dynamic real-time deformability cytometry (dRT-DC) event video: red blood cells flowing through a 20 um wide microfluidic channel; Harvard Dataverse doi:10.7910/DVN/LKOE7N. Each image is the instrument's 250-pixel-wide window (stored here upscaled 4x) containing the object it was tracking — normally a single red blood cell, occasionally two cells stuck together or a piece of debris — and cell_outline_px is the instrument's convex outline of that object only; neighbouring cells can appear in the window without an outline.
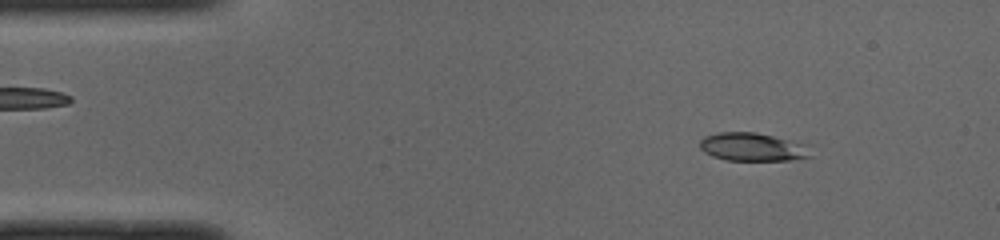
{"species": "common noctule bat (a hibernating species)", "species_latin": "Nyctalus noctula", "temperature_condition": "cold", "stored_images_in_passage": 48, "camera_frame_rate_fps": 3000, "um_per_image_px": 0.085, "animal": {"sex": "male", "body_mass_g": 19.0, "forearm_length_mm": 50.8}, "frame": {"image": 1, "passage_image": 5, "time_ms": 1.333, "image_size_px": [1000, 240], "cell_outline_px": [[812, 156], [788, 160], [724, 160], [712, 156], [704, 152], [700, 148], [700, 140], [704, 136], [720, 132], [756, 132], [808, 144]], "centroid_in_image_um": [63.97, 12.49], "position_along_channel_um": 21.0, "area_um2": 18.32}}
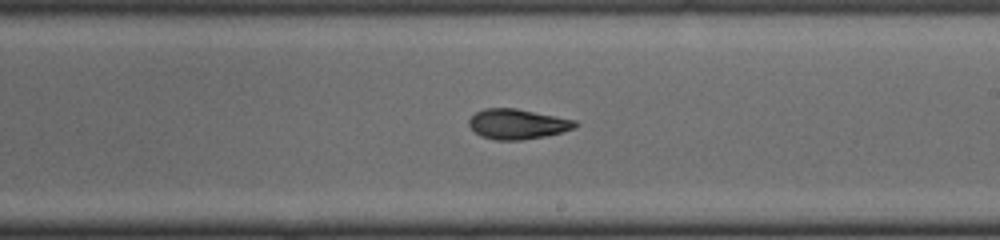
{"frame": {"image": 2, "passage_image": 27, "time_ms": 8.667, "image_size_px": [1000, 240], "cell_outline_px": [[580, 124], [572, 128], [560, 132], [544, 136], [520, 140], [496, 140], [480, 136], [468, 124], [468, 120], [476, 112], [484, 108], [516, 108], [576, 120]], "centroid_in_image_um": [43.96, 10.53], "position_along_channel_um": 245.0, "area_um2": 18.5}}
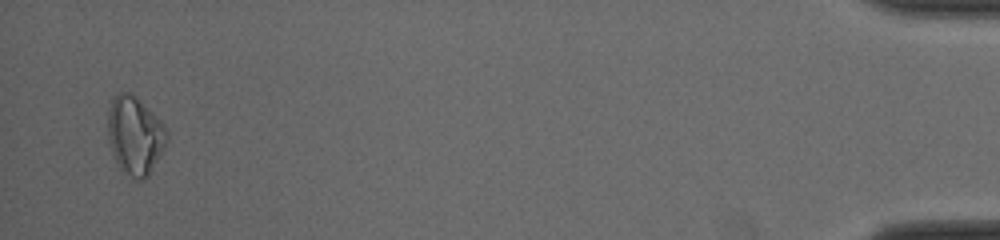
{"frame": {"image": 3, "passage_image": 47, "time_ms": 15.333, "image_size_px": [1000, 240], "cell_outline_px": [[168, 140], [164, 148], [148, 176], [144, 180], [140, 180], [132, 176], [120, 168], [112, 152], [108, 140], [108, 108], [112, 100], [120, 92], [128, 92], [136, 96], [164, 124], [168, 132]], "centroid_in_image_um": [11.48, 11.49], "position_along_channel_um": 423.7, "area_um2": 26.65}, "authors_computed_cell_mechanics": {"area_um2": 18.6116, "velocity_mm_per_s": 4.0086, "shape_relaxation_time_tau1_ms": 3.6931, "shape_relaxation_time_tau2_ms": 3.4971, "deformation_change_tau1": 0.1528, "deformation_change_tau2": 0.0998}}